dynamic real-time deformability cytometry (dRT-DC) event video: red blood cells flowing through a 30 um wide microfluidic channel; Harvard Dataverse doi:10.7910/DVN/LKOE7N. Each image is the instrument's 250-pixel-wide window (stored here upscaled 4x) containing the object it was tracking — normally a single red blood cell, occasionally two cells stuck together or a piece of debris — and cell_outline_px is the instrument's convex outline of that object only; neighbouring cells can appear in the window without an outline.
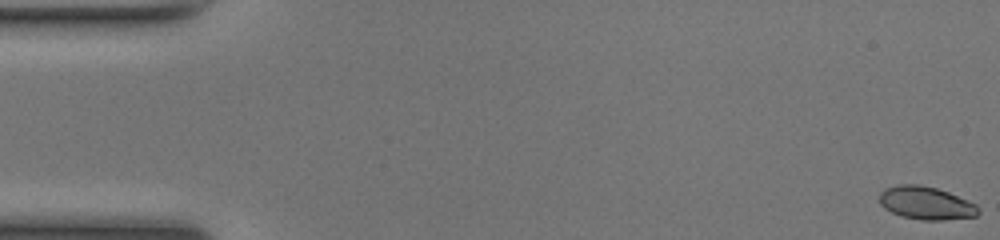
{"species": "common noctule bat (a hibernating species)", "species_latin": "Nyctalus noctula", "temperature_condition": "room temperature", "stored_images_in_passage": 50, "camera_frame_rate_fps": 3000, "um_per_image_px": 0.085, "animal": {"sex": "female", "body_mass_g": 17.0, "forearm_length_mm": 48.0}, "frame": {"image": 1, "passage_image": 1, "time_ms": 0.0, "image_size_px": [1000, 240], "cell_outline_px": [[980, 212], [976, 216], [940, 220], [920, 220], [900, 216], [884, 208], [880, 204], [880, 192], [884, 188], [896, 184], [920, 184], [936, 188], [948, 192], [976, 204], [980, 208]], "centroid_in_image_um": [78.69, 17.25], "position_along_channel_um": 6.3, "area_um2": 19.13}}
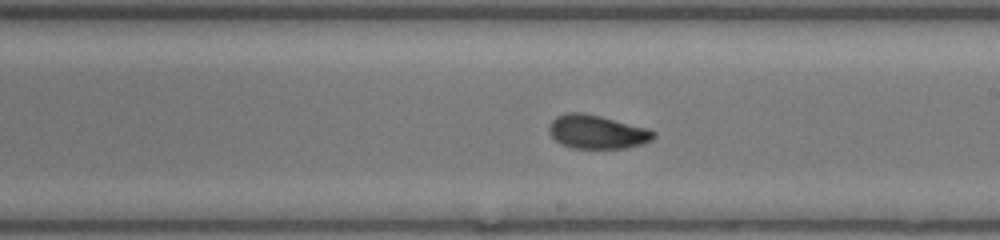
{"frame": {"image": 2, "passage_image": 29, "time_ms": 9.333, "image_size_px": [1000, 240], "cell_outline_px": [[656, 136], [652, 140], [640, 144], [624, 148], [572, 148], [560, 144], [548, 132], [548, 128], [552, 120], [556, 116], [568, 112], [584, 112], [648, 128], [656, 132]], "centroid_in_image_um": [50.73, 11.2], "position_along_channel_um": 238.3, "area_um2": 20.58}}
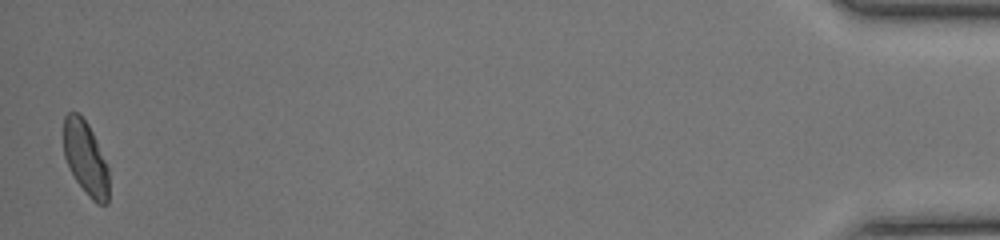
{"frame": {"image": 3, "passage_image": 50, "time_ms": 16.333, "image_size_px": [1000, 240], "cell_outline_px": [[108, 204], [96, 204], [88, 196], [76, 180], [64, 156], [64, 116], [68, 112], [76, 112], [88, 124], [96, 140], [108, 168]], "centroid_in_image_um": [7.27, 13.46], "position_along_channel_um": 427.9, "area_um2": 19.13}, "authors_computed_cell_mechanics": {"area_um2": 19.8254, "velocity_mm_per_s": 4.1599, "shape_relaxation_time_tau1_ms": 3.6533, "shape_relaxation_time_tau2_ms": 1.5801, "deformation_change_tau1": 0.1429, "deformation_change_tau2": 0.057}}